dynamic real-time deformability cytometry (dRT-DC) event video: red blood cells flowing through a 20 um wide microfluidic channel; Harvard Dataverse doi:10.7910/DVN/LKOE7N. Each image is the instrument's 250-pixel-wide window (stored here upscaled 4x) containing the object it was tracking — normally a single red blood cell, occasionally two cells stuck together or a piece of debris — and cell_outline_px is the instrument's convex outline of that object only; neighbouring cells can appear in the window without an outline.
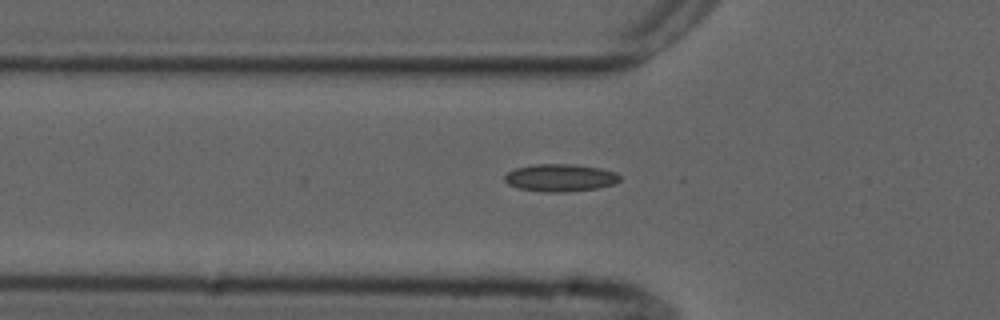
{"species": "common noctule bat (a hibernating species)", "species_latin": "Nyctalus noctula", "temperature_condition": "cold", "stored_images_in_passage": 35, "camera_frame_rate_fps": 3000, "um_per_image_px": 0.085, "animal": {"sex": "male", "forearm_length_mm": 52.5}, "frame": {"image": 1, "passage_image": 2, "time_ms": 0.333, "image_size_px": [1000, 320], "cell_outline_px": [[620, 180], [616, 184], [596, 188], [564, 192], [544, 192], [520, 188], [508, 184], [504, 180], [504, 176], [508, 172], [516, 168], [536, 164], [572, 164], [600, 168], [616, 172], [620, 176]], "centroid_in_image_um": [47.64, 15.11], "position_along_channel_um": 78.2, "area_um2": 18.38}}
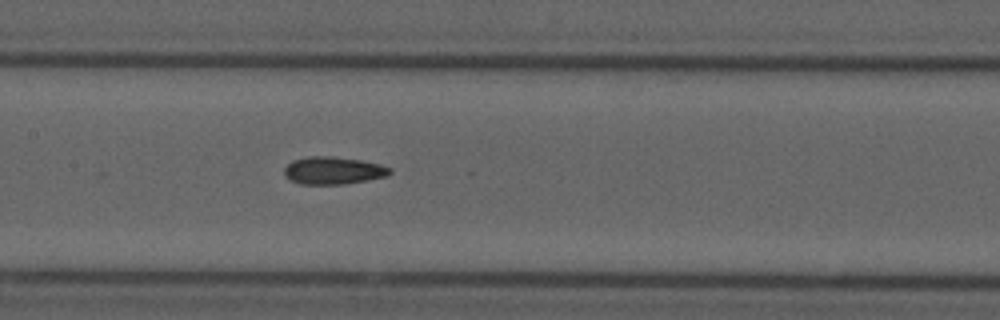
{"frame": {"image": 2, "passage_image": 10, "time_ms": 3.0, "image_size_px": [1000, 320], "cell_outline_px": [[392, 172], [388, 176], [368, 180], [344, 184], [300, 184], [284, 176], [284, 168], [292, 160], [308, 156], [332, 156], [360, 160], [380, 164], [392, 168]], "centroid_in_image_um": [28.34, 14.49], "position_along_channel_um": 179.1, "area_um2": 17.05}}
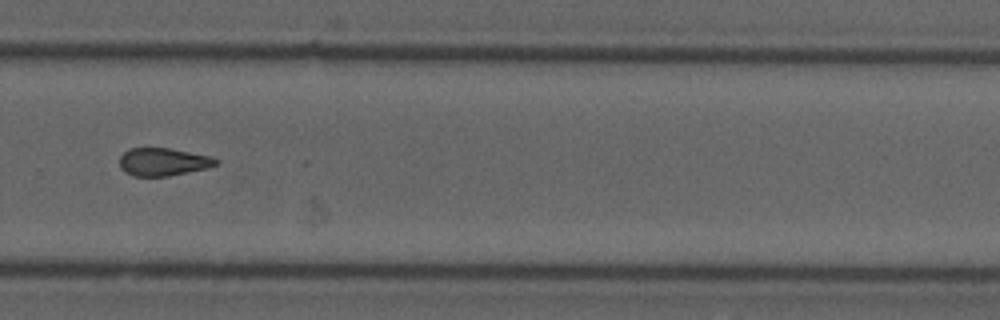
{"frame": {"image": 3, "passage_image": 21, "time_ms": 6.667, "image_size_px": [1000, 320], "cell_outline_px": [[220, 164], [208, 168], [168, 176], [132, 176], [124, 172], [120, 168], [120, 156], [128, 148], [168, 148], [212, 156], [220, 160]], "centroid_in_image_um": [13.89, 13.76], "position_along_channel_um": 315.9, "area_um2": 15.84}}